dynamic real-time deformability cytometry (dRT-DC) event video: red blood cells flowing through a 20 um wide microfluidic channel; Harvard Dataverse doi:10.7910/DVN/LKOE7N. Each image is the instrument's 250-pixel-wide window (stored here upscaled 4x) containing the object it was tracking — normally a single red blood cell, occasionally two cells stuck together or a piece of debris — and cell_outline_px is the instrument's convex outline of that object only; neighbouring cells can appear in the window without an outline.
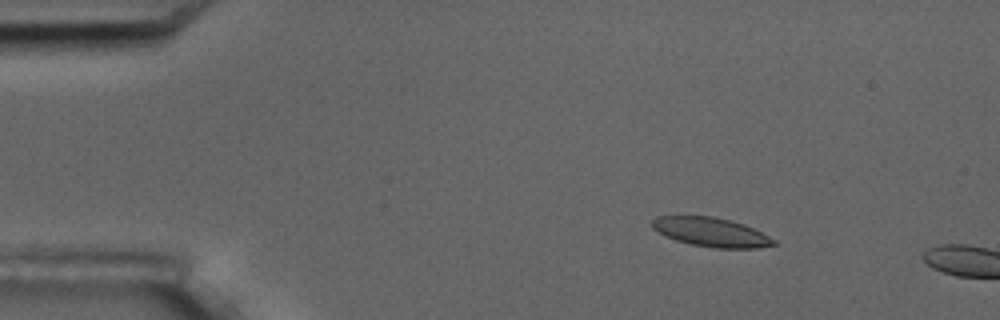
{"species": "common noctule bat (a hibernating species)", "species_latin": "Nyctalus noctula", "temperature_condition": "room temperature", "stored_images_in_passage": 4, "camera_frame_rate_fps": 3000, "um_per_image_px": 0.085, "animal": {"sex": "male", "body_mass_g": 17.5, "forearm_length_mm": 52.3}, "frame": {"image": 1, "passage_image": 3, "time_ms": 2.0, "image_size_px": [1000, 320], "cell_outline_px": [[776, 244], [756, 248], [716, 248], [692, 244], [676, 240], [664, 236], [652, 228], [652, 220], [656, 216], [712, 216], [744, 224], [776, 240]], "centroid_in_image_um": [60.41, 19.73], "position_along_channel_um": 24.6, "area_um2": 20.4}}